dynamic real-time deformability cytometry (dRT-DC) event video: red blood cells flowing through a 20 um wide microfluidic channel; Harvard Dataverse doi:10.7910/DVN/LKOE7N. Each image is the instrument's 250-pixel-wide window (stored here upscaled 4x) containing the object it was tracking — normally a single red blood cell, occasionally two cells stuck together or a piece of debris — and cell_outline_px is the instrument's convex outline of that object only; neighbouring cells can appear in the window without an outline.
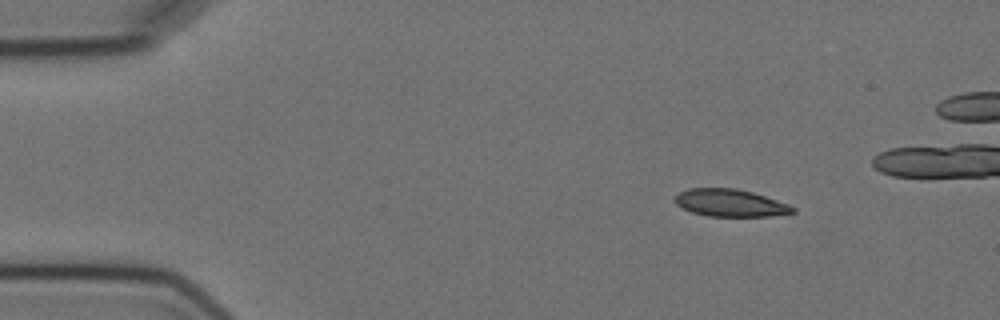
{"species": "Egyptian fruit bat (a non-hibernating species)", "species_latin": "Rousettus aegyptiacus", "temperature_condition": "cold", "stored_images_in_passage": 9, "segment_of_instrument_passage": [1, 2], "camera_frame_rate_fps": 3000, "um_per_image_px": 0.085, "animal": {"sex": "female"}, "frame": {"image": 1, "passage_image": 1, "time_ms": 0.0, "image_size_px": [1000, 320], "cell_outline_px": [[796, 212], [772, 216], [708, 216], [692, 212], [676, 204], [672, 200], [680, 192], [688, 188], [736, 188], [752, 192], [788, 204], [796, 208]], "centroid_in_image_um": [62.06, 17.25], "position_along_channel_um": 22.9, "area_um2": 18.73}}
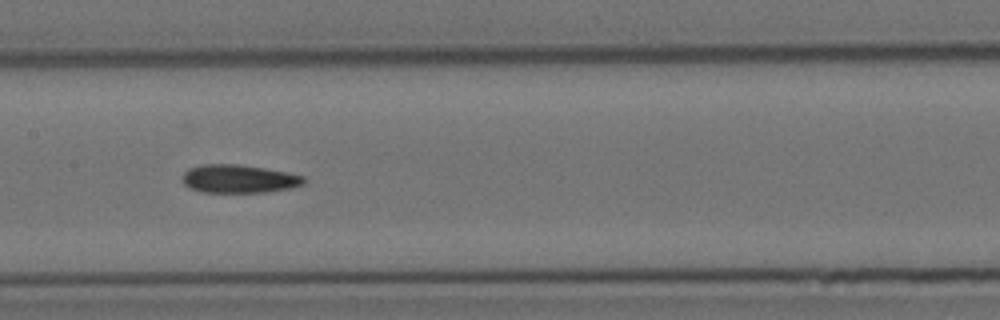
{"frame": {"image": 2, "passage_image": 7, "time_ms": 6.667, "image_size_px": [1000, 320], "cell_outline_px": [[304, 184], [292, 188], [264, 192], [204, 192], [192, 188], [184, 184], [184, 172], [188, 168], [204, 164], [236, 164], [264, 168], [288, 172], [304, 176]], "centroid_in_image_um": [20.34, 15.19], "position_along_channel_um": 187.1, "area_um2": 19.83}}
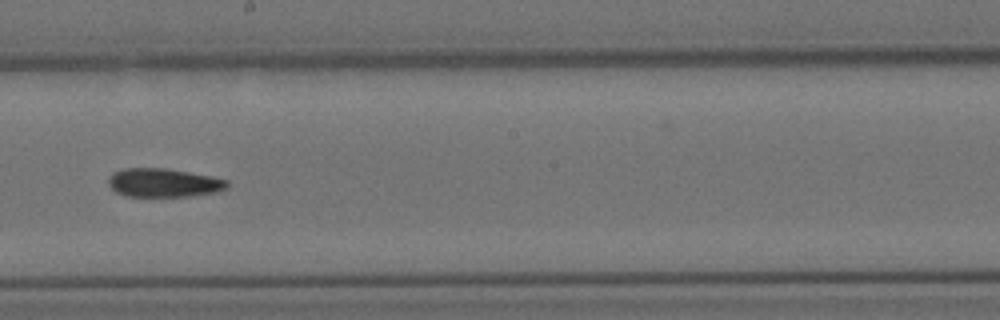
{"frame": {"image": 3, "passage_image": 8, "time_ms": 8.0, "image_size_px": [1000, 320], "cell_outline_px": [[228, 188], [216, 192], [188, 196], [128, 196], [116, 192], [108, 184], [108, 176], [112, 172], [124, 168], [168, 168], [228, 180]], "centroid_in_image_um": [13.87, 15.52], "position_along_channel_um": 234.3, "area_um2": 19.77}}